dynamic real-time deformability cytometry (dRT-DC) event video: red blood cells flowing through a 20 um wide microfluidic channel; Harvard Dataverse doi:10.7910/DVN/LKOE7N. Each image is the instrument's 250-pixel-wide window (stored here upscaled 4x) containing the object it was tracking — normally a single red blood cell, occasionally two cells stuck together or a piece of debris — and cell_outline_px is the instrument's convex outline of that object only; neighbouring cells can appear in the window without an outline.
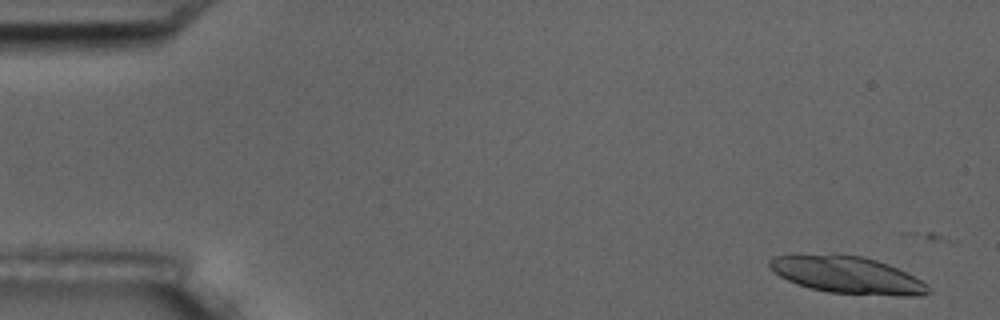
{"species": "common noctule bat (a hibernating species)", "species_latin": "Nyctalus noctula", "temperature_condition": "room temperature", "stored_images_in_passage": 4, "camera_frame_rate_fps": 3000, "um_per_image_px": 0.085, "animal": {"sex": "male", "body_mass_g": 17.5, "forearm_length_mm": 52.3}, "frame": {"image": 1, "passage_image": 1, "time_ms": 0.0, "image_size_px": [1000, 320], "cell_outline_px": [[932, 292], [920, 296], [904, 296], [828, 292], [808, 288], [796, 284], [772, 272], [768, 264], [768, 260], [772, 256], [864, 256], [888, 264], [928, 284]], "centroid_in_image_um": [72.04, 23.41], "position_along_channel_um": 13.0, "area_um2": 33.58}}